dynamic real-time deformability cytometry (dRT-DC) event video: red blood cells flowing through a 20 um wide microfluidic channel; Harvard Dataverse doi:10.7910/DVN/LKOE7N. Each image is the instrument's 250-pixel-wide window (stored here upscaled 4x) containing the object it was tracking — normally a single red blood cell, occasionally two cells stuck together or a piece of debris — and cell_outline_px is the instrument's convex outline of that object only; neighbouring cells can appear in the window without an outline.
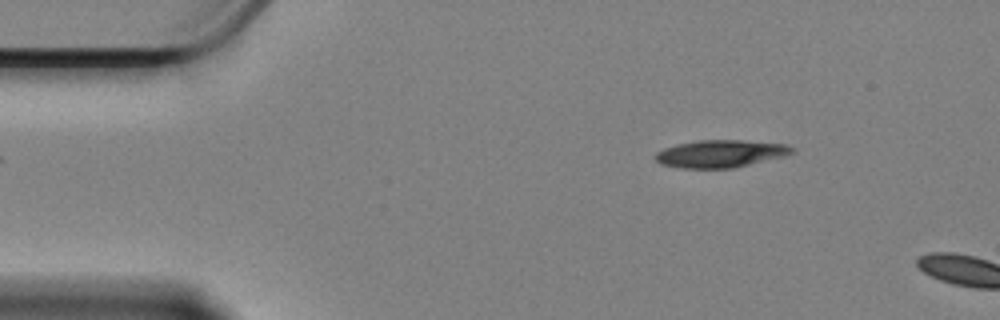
{"species": "Egyptian fruit bat (a non-hibernating species)", "species_latin": "Rousettus aegyptiacus", "temperature_condition": "cold", "stored_images_in_passage": 4, "camera_frame_rate_fps": 3000, "um_per_image_px": 0.085, "animal": {"sex": "female"}, "frame": {"image": 1, "passage_image": 1, "time_ms": 0.0, "image_size_px": [1000, 320], "cell_outline_px": [[796, 152], [784, 156], [732, 168], [680, 168], [660, 164], [652, 156], [656, 152], [664, 148], [676, 144], [696, 140], [744, 140], [788, 144], [796, 148]], "centroid_in_image_um": [61.24, 13.05], "position_along_channel_um": 23.8, "area_um2": 22.14}}